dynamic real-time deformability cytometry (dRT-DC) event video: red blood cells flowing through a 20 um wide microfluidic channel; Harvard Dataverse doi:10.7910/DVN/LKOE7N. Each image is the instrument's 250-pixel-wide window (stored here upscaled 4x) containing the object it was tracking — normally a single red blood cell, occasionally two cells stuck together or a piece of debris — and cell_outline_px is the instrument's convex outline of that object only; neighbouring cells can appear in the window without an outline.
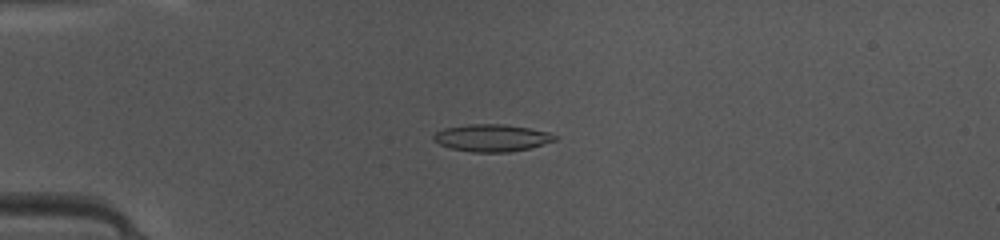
{"species": "common noctule bat (a hibernating species)", "species_latin": "Nyctalus noctula", "temperature_condition": "warm", "stored_images_in_passage": 48, "camera_frame_rate_fps": 3000, "um_per_image_px": 0.085, "animal": {"sex": "female", "body_mass_g": 10.0, "forearm_length_mm": 53.1}, "frame": {"image": 1, "passage_image": 13, "time_ms": 4.0, "image_size_px": [1000, 240], "cell_outline_px": [[556, 140], [528, 148], [512, 152], [472, 152], [452, 148], [440, 144], [432, 140], [432, 136], [436, 132], [444, 128], [468, 124], [504, 124], [528, 128], [548, 132], [556, 136]], "centroid_in_image_um": [41.77, 11.72], "position_along_channel_um": 43.2, "area_um2": 19.07}}
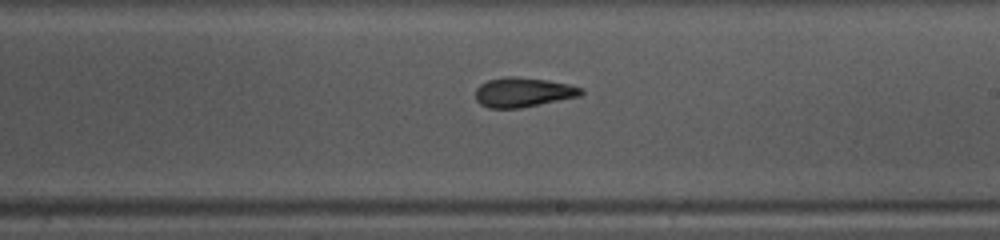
{"frame": {"image": 2, "passage_image": 29, "time_ms": 9.333, "image_size_px": [1000, 240], "cell_outline_px": [[584, 92], [580, 96], [520, 108], [488, 108], [480, 104], [476, 100], [476, 88], [480, 84], [488, 80], [504, 76], [512, 76], [548, 80], [568, 84], [584, 88]], "centroid_in_image_um": [44.46, 7.84], "position_along_channel_um": 244.5, "area_um2": 18.26}}
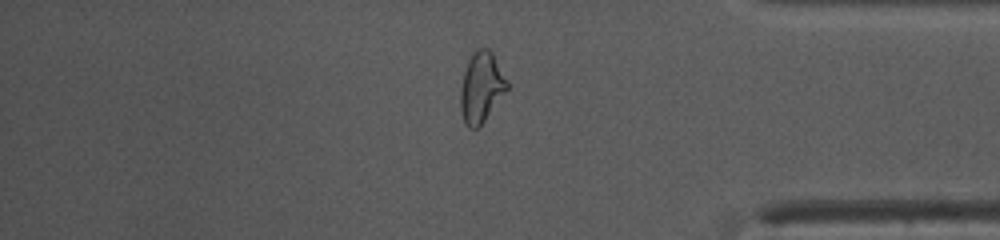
{"frame": {"image": 3, "passage_image": 41, "time_ms": 13.333, "image_size_px": [1000, 240], "cell_outline_px": [[508, 88], [484, 120], [476, 128], [468, 128], [460, 112], [460, 92], [464, 72], [468, 60], [472, 52], [480, 48], [488, 48], [492, 52], [508, 80]], "centroid_in_image_um": [40.9, 7.39], "position_along_channel_um": 394.3, "area_um2": 18.9}, "authors_computed_cell_mechanics": {"area_um2": 18.5538, "velocity_mm_per_s": 4.189, "shape_relaxation_time_tau1_ms": 8.5073, "shape_relaxation_time_tau2_ms": 4.2361, "deformation_change_tau1": 0.2785, "deformation_change_tau2": 0.1341}}